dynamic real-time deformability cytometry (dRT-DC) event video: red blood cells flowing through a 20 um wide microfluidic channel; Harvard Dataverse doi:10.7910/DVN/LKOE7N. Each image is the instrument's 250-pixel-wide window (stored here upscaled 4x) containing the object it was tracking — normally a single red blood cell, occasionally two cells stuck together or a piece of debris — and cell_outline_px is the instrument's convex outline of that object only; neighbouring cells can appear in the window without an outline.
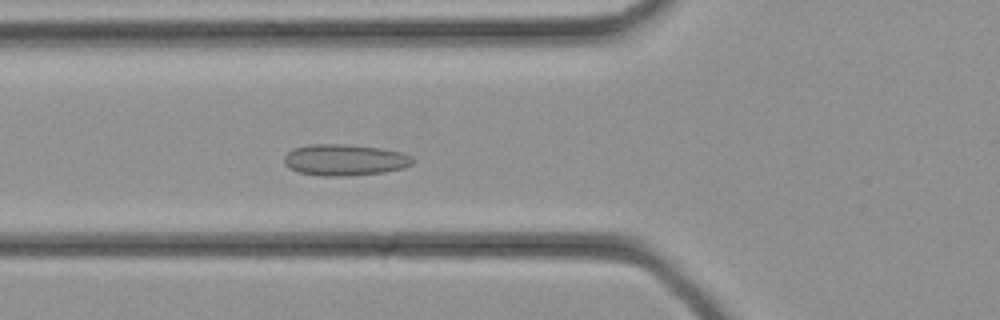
{"species": "common noctule bat (a hibernating species)", "species_latin": "Nyctalus noctula", "temperature_condition": "cold", "stored_images_in_passage": 35, "camera_frame_rate_fps": 3000, "um_per_image_px": 0.085, "animal": {"sex": "female", "body_mass_g": 21.9}, "frame": {"image": 1, "passage_image": 12, "time_ms": 3.667, "image_size_px": [1000, 320], "cell_outline_px": [[416, 160], [412, 164], [404, 168], [384, 172], [348, 176], [320, 176], [300, 172], [288, 168], [284, 164], [284, 156], [292, 148], [308, 144], [348, 144], [380, 148], [400, 152], [412, 156]], "centroid_in_image_um": [29.29, 13.59], "position_along_channel_um": 96.5, "area_um2": 23.76}}
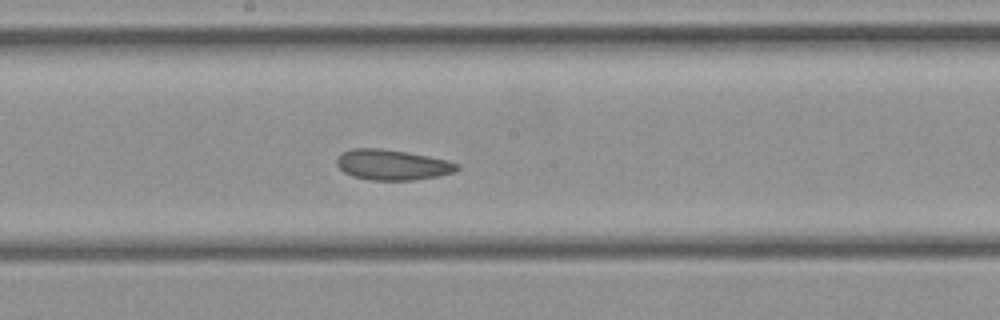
{"frame": {"image": 2, "passage_image": 18, "time_ms": 5.667, "image_size_px": [1000, 320], "cell_outline_px": [[460, 168], [456, 172], [440, 176], [416, 180], [372, 180], [352, 176], [344, 172], [336, 164], [336, 156], [340, 152], [352, 148], [380, 148], [408, 152], [448, 160], [460, 164]], "centroid_in_image_um": [33.36, 14.0], "position_along_channel_um": 214.8, "area_um2": 21.73}}
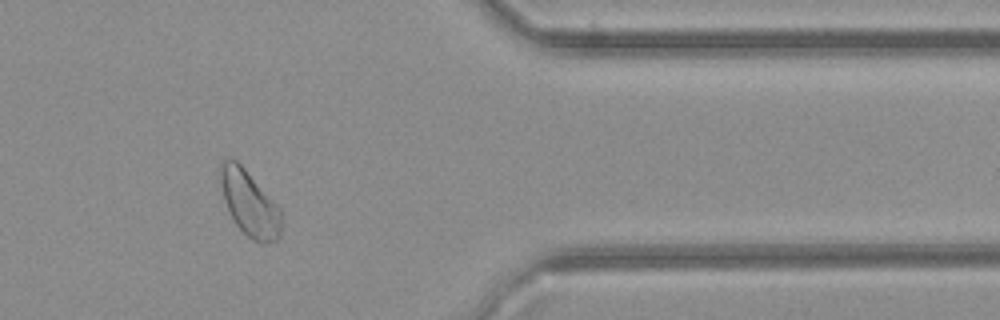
{"frame": {"image": 3, "passage_image": 28, "time_ms": 9.0, "image_size_px": [1000, 320], "cell_outline_px": [[280, 236], [276, 240], [268, 244], [260, 244], [252, 240], [232, 220], [224, 200], [220, 180], [220, 164], [228, 156], [236, 160], [244, 168], [280, 208]], "centroid_in_image_um": [21.18, 17.3], "position_along_channel_um": 390.2, "area_um2": 23.06}}